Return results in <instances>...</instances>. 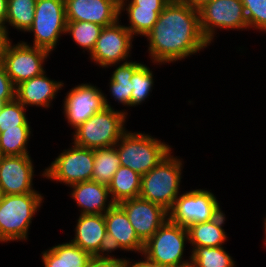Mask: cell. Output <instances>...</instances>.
<instances>
[{
  "label": "cell",
  "mask_w": 266,
  "mask_h": 267,
  "mask_svg": "<svg viewBox=\"0 0 266 267\" xmlns=\"http://www.w3.org/2000/svg\"><path fill=\"white\" fill-rule=\"evenodd\" d=\"M189 233L186 227L175 224L169 219L144 243L143 254L150 260L167 267L187 261L183 260Z\"/></svg>",
  "instance_id": "7"
},
{
  "label": "cell",
  "mask_w": 266,
  "mask_h": 267,
  "mask_svg": "<svg viewBox=\"0 0 266 267\" xmlns=\"http://www.w3.org/2000/svg\"><path fill=\"white\" fill-rule=\"evenodd\" d=\"M30 135V126H19V129H5L0 133V155L20 156L29 154L27 145Z\"/></svg>",
  "instance_id": "27"
},
{
  "label": "cell",
  "mask_w": 266,
  "mask_h": 267,
  "mask_svg": "<svg viewBox=\"0 0 266 267\" xmlns=\"http://www.w3.org/2000/svg\"><path fill=\"white\" fill-rule=\"evenodd\" d=\"M46 72L21 82L15 88V98L26 108L28 106L49 108L64 83L51 80Z\"/></svg>",
  "instance_id": "19"
},
{
  "label": "cell",
  "mask_w": 266,
  "mask_h": 267,
  "mask_svg": "<svg viewBox=\"0 0 266 267\" xmlns=\"http://www.w3.org/2000/svg\"><path fill=\"white\" fill-rule=\"evenodd\" d=\"M66 26L64 0H36L34 20L27 31L34 34L33 46L51 53L66 34Z\"/></svg>",
  "instance_id": "6"
},
{
  "label": "cell",
  "mask_w": 266,
  "mask_h": 267,
  "mask_svg": "<svg viewBox=\"0 0 266 267\" xmlns=\"http://www.w3.org/2000/svg\"><path fill=\"white\" fill-rule=\"evenodd\" d=\"M121 166L141 176L148 173L171 151V147L149 134L126 131L115 144Z\"/></svg>",
  "instance_id": "4"
},
{
  "label": "cell",
  "mask_w": 266,
  "mask_h": 267,
  "mask_svg": "<svg viewBox=\"0 0 266 267\" xmlns=\"http://www.w3.org/2000/svg\"><path fill=\"white\" fill-rule=\"evenodd\" d=\"M153 72L145 64H142L133 74L130 81L132 82L131 106L142 104L152 92L154 85Z\"/></svg>",
  "instance_id": "31"
},
{
  "label": "cell",
  "mask_w": 266,
  "mask_h": 267,
  "mask_svg": "<svg viewBox=\"0 0 266 267\" xmlns=\"http://www.w3.org/2000/svg\"><path fill=\"white\" fill-rule=\"evenodd\" d=\"M142 65L136 61H127L116 67L110 78L109 92L114 100L122 105L131 106L132 78L134 72Z\"/></svg>",
  "instance_id": "24"
},
{
  "label": "cell",
  "mask_w": 266,
  "mask_h": 267,
  "mask_svg": "<svg viewBox=\"0 0 266 267\" xmlns=\"http://www.w3.org/2000/svg\"><path fill=\"white\" fill-rule=\"evenodd\" d=\"M173 267H198V265L191 258V255H190L189 256V260L187 259V261L181 262V263H179V264H177L176 266H173Z\"/></svg>",
  "instance_id": "41"
},
{
  "label": "cell",
  "mask_w": 266,
  "mask_h": 267,
  "mask_svg": "<svg viewBox=\"0 0 266 267\" xmlns=\"http://www.w3.org/2000/svg\"><path fill=\"white\" fill-rule=\"evenodd\" d=\"M121 166L116 146L94 149V164L91 181L109 185Z\"/></svg>",
  "instance_id": "25"
},
{
  "label": "cell",
  "mask_w": 266,
  "mask_h": 267,
  "mask_svg": "<svg viewBox=\"0 0 266 267\" xmlns=\"http://www.w3.org/2000/svg\"><path fill=\"white\" fill-rule=\"evenodd\" d=\"M109 253L114 250L143 253L144 243L137 236L127 214L119 204H114L105 214Z\"/></svg>",
  "instance_id": "18"
},
{
  "label": "cell",
  "mask_w": 266,
  "mask_h": 267,
  "mask_svg": "<svg viewBox=\"0 0 266 267\" xmlns=\"http://www.w3.org/2000/svg\"><path fill=\"white\" fill-rule=\"evenodd\" d=\"M200 29L210 44L216 29H247L248 22L241 0H212L199 10Z\"/></svg>",
  "instance_id": "11"
},
{
  "label": "cell",
  "mask_w": 266,
  "mask_h": 267,
  "mask_svg": "<svg viewBox=\"0 0 266 267\" xmlns=\"http://www.w3.org/2000/svg\"><path fill=\"white\" fill-rule=\"evenodd\" d=\"M3 196H4V194H3L2 188L0 186V202H1V199H2Z\"/></svg>",
  "instance_id": "43"
},
{
  "label": "cell",
  "mask_w": 266,
  "mask_h": 267,
  "mask_svg": "<svg viewBox=\"0 0 266 267\" xmlns=\"http://www.w3.org/2000/svg\"><path fill=\"white\" fill-rule=\"evenodd\" d=\"M225 214L223 211L208 222L191 224L187 229L189 233V243L192 247H221L227 240V234L222 228Z\"/></svg>",
  "instance_id": "21"
},
{
  "label": "cell",
  "mask_w": 266,
  "mask_h": 267,
  "mask_svg": "<svg viewBox=\"0 0 266 267\" xmlns=\"http://www.w3.org/2000/svg\"><path fill=\"white\" fill-rule=\"evenodd\" d=\"M26 108L15 98L3 103L0 108V133L5 129H19V126H30L26 117Z\"/></svg>",
  "instance_id": "32"
},
{
  "label": "cell",
  "mask_w": 266,
  "mask_h": 267,
  "mask_svg": "<svg viewBox=\"0 0 266 267\" xmlns=\"http://www.w3.org/2000/svg\"><path fill=\"white\" fill-rule=\"evenodd\" d=\"M15 88L3 63L0 62V104L11 102L15 99Z\"/></svg>",
  "instance_id": "34"
},
{
  "label": "cell",
  "mask_w": 266,
  "mask_h": 267,
  "mask_svg": "<svg viewBox=\"0 0 266 267\" xmlns=\"http://www.w3.org/2000/svg\"><path fill=\"white\" fill-rule=\"evenodd\" d=\"M86 267H122V258H115V256L93 257Z\"/></svg>",
  "instance_id": "36"
},
{
  "label": "cell",
  "mask_w": 266,
  "mask_h": 267,
  "mask_svg": "<svg viewBox=\"0 0 266 267\" xmlns=\"http://www.w3.org/2000/svg\"><path fill=\"white\" fill-rule=\"evenodd\" d=\"M186 4H188L194 10L199 11L206 4L210 3L212 0H182Z\"/></svg>",
  "instance_id": "39"
},
{
  "label": "cell",
  "mask_w": 266,
  "mask_h": 267,
  "mask_svg": "<svg viewBox=\"0 0 266 267\" xmlns=\"http://www.w3.org/2000/svg\"><path fill=\"white\" fill-rule=\"evenodd\" d=\"M69 187L73 189L70 194L72 199L81 208L80 214H105L115 204L110 199L107 185L84 181Z\"/></svg>",
  "instance_id": "20"
},
{
  "label": "cell",
  "mask_w": 266,
  "mask_h": 267,
  "mask_svg": "<svg viewBox=\"0 0 266 267\" xmlns=\"http://www.w3.org/2000/svg\"><path fill=\"white\" fill-rule=\"evenodd\" d=\"M264 228H265V238H264V240H265V242H266V217H265V219H264ZM266 244V243H265Z\"/></svg>",
  "instance_id": "42"
},
{
  "label": "cell",
  "mask_w": 266,
  "mask_h": 267,
  "mask_svg": "<svg viewBox=\"0 0 266 267\" xmlns=\"http://www.w3.org/2000/svg\"><path fill=\"white\" fill-rule=\"evenodd\" d=\"M144 256V260L142 261H134L133 263L130 261V259L122 258V267H167L164 265L159 264L158 262L150 260L148 257H146L143 253L141 256Z\"/></svg>",
  "instance_id": "37"
},
{
  "label": "cell",
  "mask_w": 266,
  "mask_h": 267,
  "mask_svg": "<svg viewBox=\"0 0 266 267\" xmlns=\"http://www.w3.org/2000/svg\"><path fill=\"white\" fill-rule=\"evenodd\" d=\"M119 205L124 209L143 243H146L169 219V213L164 207L140 197L122 201Z\"/></svg>",
  "instance_id": "14"
},
{
  "label": "cell",
  "mask_w": 266,
  "mask_h": 267,
  "mask_svg": "<svg viewBox=\"0 0 266 267\" xmlns=\"http://www.w3.org/2000/svg\"><path fill=\"white\" fill-rule=\"evenodd\" d=\"M32 162L30 154L0 157V186L4 195L38 193L32 187Z\"/></svg>",
  "instance_id": "15"
},
{
  "label": "cell",
  "mask_w": 266,
  "mask_h": 267,
  "mask_svg": "<svg viewBox=\"0 0 266 267\" xmlns=\"http://www.w3.org/2000/svg\"><path fill=\"white\" fill-rule=\"evenodd\" d=\"M67 21L93 22L103 27L120 20V0H64Z\"/></svg>",
  "instance_id": "17"
},
{
  "label": "cell",
  "mask_w": 266,
  "mask_h": 267,
  "mask_svg": "<svg viewBox=\"0 0 266 267\" xmlns=\"http://www.w3.org/2000/svg\"><path fill=\"white\" fill-rule=\"evenodd\" d=\"M7 4L8 0H0V27L5 29V32L9 38L8 26L6 25V16H7Z\"/></svg>",
  "instance_id": "38"
},
{
  "label": "cell",
  "mask_w": 266,
  "mask_h": 267,
  "mask_svg": "<svg viewBox=\"0 0 266 267\" xmlns=\"http://www.w3.org/2000/svg\"><path fill=\"white\" fill-rule=\"evenodd\" d=\"M9 39L10 38H8L5 29L0 27V62L2 61L4 47Z\"/></svg>",
  "instance_id": "40"
},
{
  "label": "cell",
  "mask_w": 266,
  "mask_h": 267,
  "mask_svg": "<svg viewBox=\"0 0 266 267\" xmlns=\"http://www.w3.org/2000/svg\"><path fill=\"white\" fill-rule=\"evenodd\" d=\"M142 176L132 169L120 166L108 185L110 196L115 204L139 197Z\"/></svg>",
  "instance_id": "23"
},
{
  "label": "cell",
  "mask_w": 266,
  "mask_h": 267,
  "mask_svg": "<svg viewBox=\"0 0 266 267\" xmlns=\"http://www.w3.org/2000/svg\"><path fill=\"white\" fill-rule=\"evenodd\" d=\"M132 39L134 37L131 32L118 20L102 28L89 57L102 68L118 65L122 61L127 62L133 46Z\"/></svg>",
  "instance_id": "12"
},
{
  "label": "cell",
  "mask_w": 266,
  "mask_h": 267,
  "mask_svg": "<svg viewBox=\"0 0 266 267\" xmlns=\"http://www.w3.org/2000/svg\"><path fill=\"white\" fill-rule=\"evenodd\" d=\"M127 115L124 110L104 108L75 129L72 143L91 149L115 146L127 131L124 125Z\"/></svg>",
  "instance_id": "5"
},
{
  "label": "cell",
  "mask_w": 266,
  "mask_h": 267,
  "mask_svg": "<svg viewBox=\"0 0 266 267\" xmlns=\"http://www.w3.org/2000/svg\"><path fill=\"white\" fill-rule=\"evenodd\" d=\"M169 2V0H120V5H139V8L164 9Z\"/></svg>",
  "instance_id": "35"
},
{
  "label": "cell",
  "mask_w": 266,
  "mask_h": 267,
  "mask_svg": "<svg viewBox=\"0 0 266 267\" xmlns=\"http://www.w3.org/2000/svg\"><path fill=\"white\" fill-rule=\"evenodd\" d=\"M126 6V7H125ZM123 11L128 14L129 24L125 26L135 36H146L157 22L163 9L139 8V5H120V15Z\"/></svg>",
  "instance_id": "26"
},
{
  "label": "cell",
  "mask_w": 266,
  "mask_h": 267,
  "mask_svg": "<svg viewBox=\"0 0 266 267\" xmlns=\"http://www.w3.org/2000/svg\"><path fill=\"white\" fill-rule=\"evenodd\" d=\"M41 258L44 267H86L93 257L69 241L43 251Z\"/></svg>",
  "instance_id": "22"
},
{
  "label": "cell",
  "mask_w": 266,
  "mask_h": 267,
  "mask_svg": "<svg viewBox=\"0 0 266 267\" xmlns=\"http://www.w3.org/2000/svg\"><path fill=\"white\" fill-rule=\"evenodd\" d=\"M221 212L216 196L205 189L182 193L168 211L171 222L186 228L191 224L211 221Z\"/></svg>",
  "instance_id": "10"
},
{
  "label": "cell",
  "mask_w": 266,
  "mask_h": 267,
  "mask_svg": "<svg viewBox=\"0 0 266 267\" xmlns=\"http://www.w3.org/2000/svg\"><path fill=\"white\" fill-rule=\"evenodd\" d=\"M50 54L49 51L29 45L24 41L12 45L9 39L4 47L1 62L16 87L21 82L44 73L43 64Z\"/></svg>",
  "instance_id": "9"
},
{
  "label": "cell",
  "mask_w": 266,
  "mask_h": 267,
  "mask_svg": "<svg viewBox=\"0 0 266 267\" xmlns=\"http://www.w3.org/2000/svg\"><path fill=\"white\" fill-rule=\"evenodd\" d=\"M244 6L248 29L266 32V0H241Z\"/></svg>",
  "instance_id": "33"
},
{
  "label": "cell",
  "mask_w": 266,
  "mask_h": 267,
  "mask_svg": "<svg viewBox=\"0 0 266 267\" xmlns=\"http://www.w3.org/2000/svg\"><path fill=\"white\" fill-rule=\"evenodd\" d=\"M35 4L36 0H8L6 24L27 32L34 20Z\"/></svg>",
  "instance_id": "28"
},
{
  "label": "cell",
  "mask_w": 266,
  "mask_h": 267,
  "mask_svg": "<svg viewBox=\"0 0 266 267\" xmlns=\"http://www.w3.org/2000/svg\"><path fill=\"white\" fill-rule=\"evenodd\" d=\"M74 236L70 242L92 257H108L111 255L108 254L109 242L104 214H80Z\"/></svg>",
  "instance_id": "16"
},
{
  "label": "cell",
  "mask_w": 266,
  "mask_h": 267,
  "mask_svg": "<svg viewBox=\"0 0 266 267\" xmlns=\"http://www.w3.org/2000/svg\"><path fill=\"white\" fill-rule=\"evenodd\" d=\"M63 105L64 116L74 130L95 113L113 108L102 90L88 83L77 85L67 92Z\"/></svg>",
  "instance_id": "13"
},
{
  "label": "cell",
  "mask_w": 266,
  "mask_h": 267,
  "mask_svg": "<svg viewBox=\"0 0 266 267\" xmlns=\"http://www.w3.org/2000/svg\"><path fill=\"white\" fill-rule=\"evenodd\" d=\"M94 164V149L77 146L63 150L48 166L42 176L51 181H58L71 186L84 181H91Z\"/></svg>",
  "instance_id": "8"
},
{
  "label": "cell",
  "mask_w": 266,
  "mask_h": 267,
  "mask_svg": "<svg viewBox=\"0 0 266 267\" xmlns=\"http://www.w3.org/2000/svg\"><path fill=\"white\" fill-rule=\"evenodd\" d=\"M145 37L149 56L159 65L181 61L210 45L200 29L199 11L182 0L170 1Z\"/></svg>",
  "instance_id": "1"
},
{
  "label": "cell",
  "mask_w": 266,
  "mask_h": 267,
  "mask_svg": "<svg viewBox=\"0 0 266 267\" xmlns=\"http://www.w3.org/2000/svg\"><path fill=\"white\" fill-rule=\"evenodd\" d=\"M170 152L141 178L139 197L169 211L178 195L182 179V160Z\"/></svg>",
  "instance_id": "2"
},
{
  "label": "cell",
  "mask_w": 266,
  "mask_h": 267,
  "mask_svg": "<svg viewBox=\"0 0 266 267\" xmlns=\"http://www.w3.org/2000/svg\"><path fill=\"white\" fill-rule=\"evenodd\" d=\"M102 28L103 26L93 22L67 21L66 34L69 33L75 43L90 54Z\"/></svg>",
  "instance_id": "29"
},
{
  "label": "cell",
  "mask_w": 266,
  "mask_h": 267,
  "mask_svg": "<svg viewBox=\"0 0 266 267\" xmlns=\"http://www.w3.org/2000/svg\"><path fill=\"white\" fill-rule=\"evenodd\" d=\"M43 199L39 193L4 195L0 202V242L27 240L31 220Z\"/></svg>",
  "instance_id": "3"
},
{
  "label": "cell",
  "mask_w": 266,
  "mask_h": 267,
  "mask_svg": "<svg viewBox=\"0 0 266 267\" xmlns=\"http://www.w3.org/2000/svg\"><path fill=\"white\" fill-rule=\"evenodd\" d=\"M191 258L198 267H235V261L224 247H193Z\"/></svg>",
  "instance_id": "30"
}]
</instances>
